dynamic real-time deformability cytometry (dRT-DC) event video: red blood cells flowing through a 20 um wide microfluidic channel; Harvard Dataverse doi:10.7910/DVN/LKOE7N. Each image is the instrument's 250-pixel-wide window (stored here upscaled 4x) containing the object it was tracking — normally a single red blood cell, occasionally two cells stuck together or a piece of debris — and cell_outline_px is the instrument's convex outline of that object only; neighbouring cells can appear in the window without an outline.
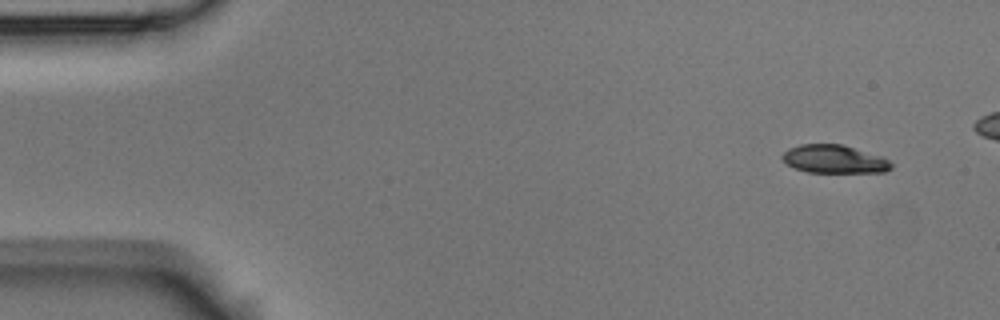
{"species": "Egyptian fruit bat (a non-hibernating species)", "species_latin": "Rousettus aegyptiacus", "temperature_condition": "room temperature", "stored_images_in_passage": 6, "camera_frame_rate_fps": 3000, "um_per_image_px": 0.085, "animal": {"sex": "male"}, "frame": {"image": 1, "passage_image": 1, "time_ms": 0.0, "image_size_px": [1000, 320], "cell_outline_px": [[892, 168], [884, 172], [808, 172], [796, 168], [788, 164], [780, 156], [788, 148], [800, 144], [844, 144], [884, 156], [892, 164]], "centroid_in_image_um": [70.94, 13.51], "position_along_channel_um": 14.1, "area_um2": 18.03}}
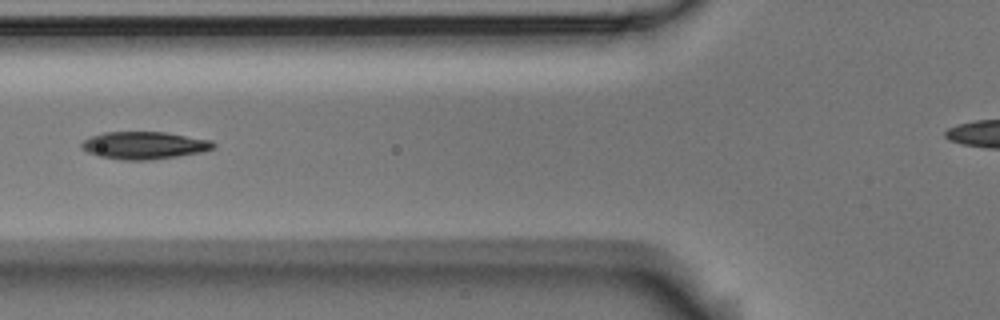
{"frame": {"image": 2, "passage_image": 6, "time_ms": 1.667, "image_size_px": [1000, 320], "cell_outline_px": [[216, 144], [212, 148], [200, 152], [176, 156], [148, 160], [120, 160], [96, 156], [80, 148], [80, 144], [84, 140], [92, 136], [104, 132], [164, 132], [212, 140]], "centroid_in_image_um": [12.21, 12.36], "position_along_channel_um": 113.6, "area_um2": 21.04}}